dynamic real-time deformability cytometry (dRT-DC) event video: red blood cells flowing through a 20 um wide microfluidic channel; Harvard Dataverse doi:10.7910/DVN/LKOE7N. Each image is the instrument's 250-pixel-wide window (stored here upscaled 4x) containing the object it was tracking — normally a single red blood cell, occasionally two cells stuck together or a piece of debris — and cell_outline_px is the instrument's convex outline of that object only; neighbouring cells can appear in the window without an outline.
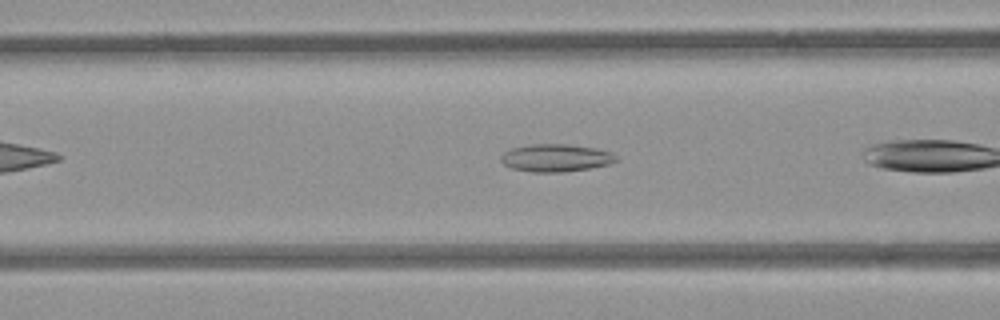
{"species": "common noctule bat (a hibernating species)", "species_latin": "Nyctalus noctula", "temperature_condition": "room temperature", "stored_images_in_passage": 26, "camera_frame_rate_fps": 3000, "um_per_image_px": 0.085, "animal": {"sex": "female", "body_mass_g": 21.9}, "frame": {"image": 1, "passage_image": 5, "time_ms": 1.333, "image_size_px": [1000, 320], "cell_outline_px": [[620, 160], [608, 164], [588, 168], [564, 172], [532, 172], [512, 168], [504, 164], [500, 160], [500, 156], [504, 152], [512, 148], [528, 144], [568, 144], [596, 148], [612, 152]], "centroid_in_image_um": [47.25, 13.41], "position_along_channel_um": 119.4, "area_um2": 18.61}}
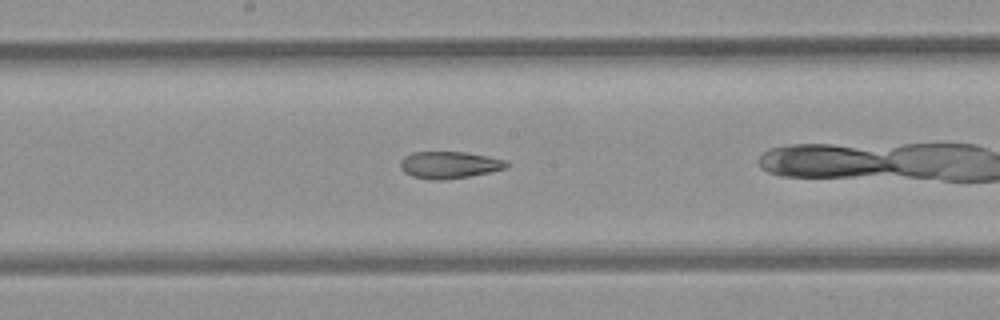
{"frame": {"image": 2, "passage_image": 12, "time_ms": 3.667, "image_size_px": [1000, 320], "cell_outline_px": [[508, 168], [468, 176], [444, 180], [436, 180], [412, 176], [404, 172], [400, 168], [400, 160], [404, 156], [412, 152], [464, 152], [488, 156], [508, 160]], "centroid_in_image_um": [38.19, 14.01], "position_along_channel_um": 210.0, "area_um2": 16.7}}
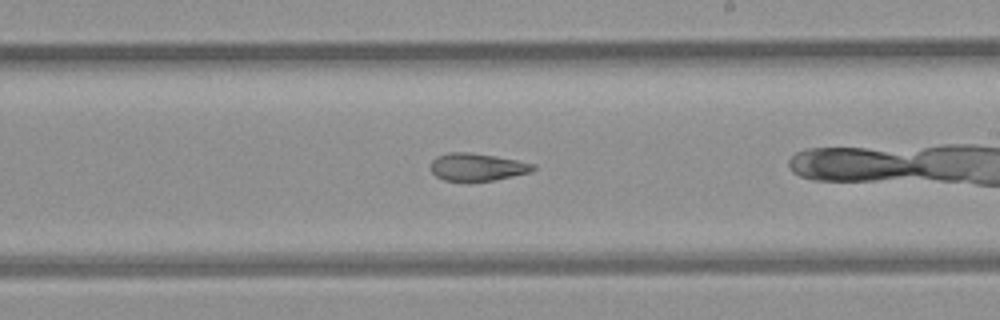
{"frame": {"image": 3, "passage_image": 15, "time_ms": 4.667, "image_size_px": [1000, 320], "cell_outline_px": [[536, 168], [532, 172], [492, 180], [444, 180], [436, 176], [432, 172], [432, 160], [436, 156], [448, 152], [468, 152], [496, 156], [536, 164]], "centroid_in_image_um": [40.58, 14.18], "position_along_channel_um": 248.4, "area_um2": 16.24}}